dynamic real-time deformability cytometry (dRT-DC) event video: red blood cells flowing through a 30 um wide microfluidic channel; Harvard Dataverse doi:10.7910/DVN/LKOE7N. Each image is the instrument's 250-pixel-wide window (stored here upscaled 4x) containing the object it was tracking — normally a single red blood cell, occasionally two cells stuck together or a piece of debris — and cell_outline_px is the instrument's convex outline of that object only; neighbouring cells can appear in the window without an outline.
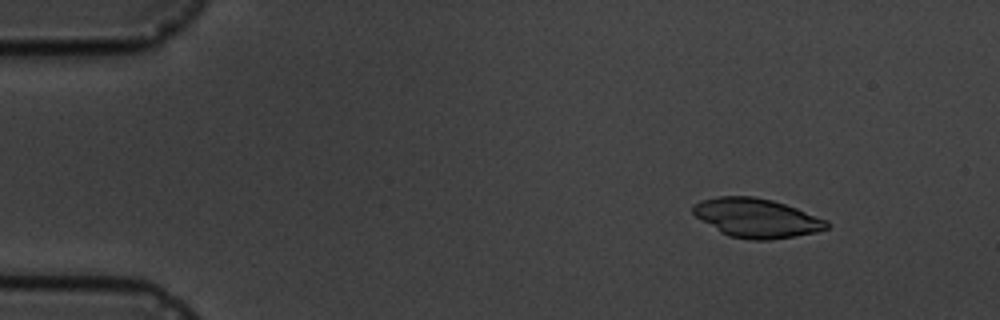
{"species": "common noctule bat (a hibernating species)", "species_latin": "Nyctalus noctula", "temperature_condition": "cold", "stored_images_in_passage": 4, "camera_frame_rate_fps": 3000, "um_per_image_px": 0.085, "animal": {"sex": "male", "body_mass_g": 19.5, "forearm_length_mm": 54.6}, "frame": {"image": 1, "passage_image": 2, "time_ms": 1.0, "image_size_px": [1000, 320], "cell_outline_px": [[832, 224], [828, 228], [816, 232], [796, 236], [768, 240], [752, 240], [728, 236], [720, 232], [696, 216], [692, 212], [692, 204], [700, 200], [720, 196], [752, 196], [772, 200], [796, 208], [828, 220]], "centroid_in_image_um": [64.32, 18.53], "position_along_channel_um": 20.7, "area_um2": 30.52}}